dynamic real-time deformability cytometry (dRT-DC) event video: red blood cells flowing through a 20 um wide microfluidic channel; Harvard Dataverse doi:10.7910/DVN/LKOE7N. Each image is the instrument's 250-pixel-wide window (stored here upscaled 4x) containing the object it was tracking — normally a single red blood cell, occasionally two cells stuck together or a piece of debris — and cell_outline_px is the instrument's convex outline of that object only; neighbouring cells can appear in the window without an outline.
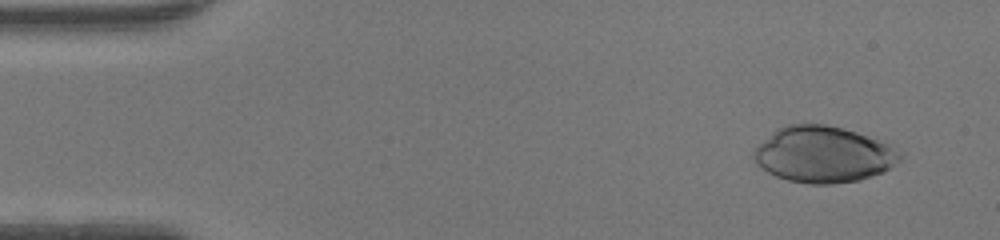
{"species": "human", "species_latin": "Homo sapiens", "temperature_condition": "warm", "stored_images_in_passage": 48, "camera_frame_rate_fps": 3000, "um_per_image_px": 0.085, "donor": {"sex": "female"}, "frame": {"image": 1, "passage_image": 4, "time_ms": 1.0, "image_size_px": [1000, 240], "cell_outline_px": [[900, 160], [884, 172], [860, 180], [832, 184], [808, 184], [788, 180], [776, 176], [768, 172], [756, 164], [752, 156], [752, 152], [776, 128], [788, 124], [824, 124], [856, 132], [888, 144], [900, 156]], "centroid_in_image_um": [69.94, 13.14], "position_along_channel_um": 15.1, "area_um2": 47.45}}
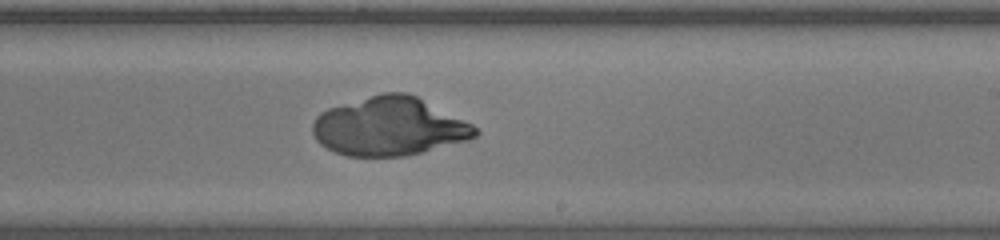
{"frame": {"image": 2, "passage_image": 29, "time_ms": 9.333, "image_size_px": [1000, 240], "cell_outline_px": [[480, 132], [476, 136], [468, 140], [404, 156], [348, 156], [336, 152], [320, 144], [316, 140], [312, 132], [312, 124], [316, 116], [320, 112], [328, 108], [380, 92], [408, 92], [472, 124]], "centroid_in_image_um": [33.05, 10.74], "position_along_channel_um": 255.9, "area_um2": 55.26}}
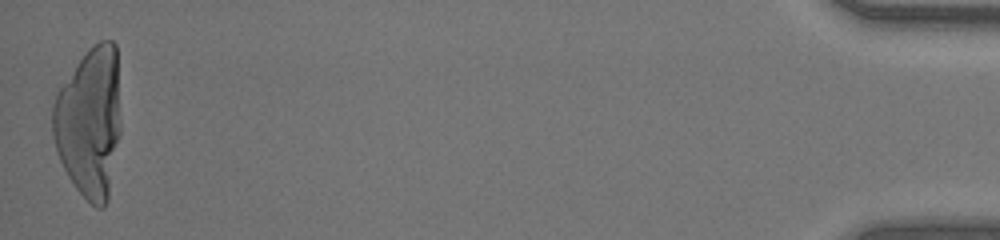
{"frame": {"image": 3, "passage_image": 48, "time_ms": 15.667, "image_size_px": [1000, 240], "cell_outline_px": [[120, 132], [108, 200], [104, 208], [96, 208], [76, 188], [68, 176], [56, 152], [52, 136], [52, 104], [56, 92], [84, 52], [88, 48], [100, 40], [112, 40], [116, 44], [120, 120]], "centroid_in_image_um": [7.6, 10.36], "position_along_channel_um": 427.6, "area_um2": 60.11}}